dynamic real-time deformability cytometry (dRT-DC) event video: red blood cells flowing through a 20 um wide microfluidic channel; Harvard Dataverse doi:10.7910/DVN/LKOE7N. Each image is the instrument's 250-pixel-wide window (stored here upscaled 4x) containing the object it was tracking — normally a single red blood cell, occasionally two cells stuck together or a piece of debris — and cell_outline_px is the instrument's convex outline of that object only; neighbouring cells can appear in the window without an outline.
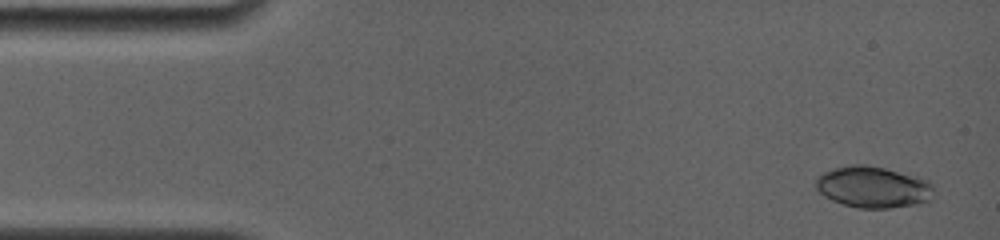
{"species": "common noctule bat (a hibernating species)", "species_latin": "Nyctalus noctula", "temperature_condition": "room temperature", "stored_images_in_passage": 6, "camera_frame_rate_fps": 4000, "um_per_image_px": 0.085, "animal": {"sex": "female", "body_mass_g": 19.0, "forearm_length_mm": 56.7}, "frame": {"image": 1, "passage_image": 1, "time_ms": 0.0, "image_size_px": [1000, 240], "cell_outline_px": [[932, 200], [928, 204], [888, 208], [860, 208], [844, 204], [832, 200], [824, 196], [816, 188], [816, 176], [824, 172], [836, 168], [852, 164], [864, 164], [884, 168], [916, 176], [928, 180], [932, 184]], "centroid_in_image_um": [74.26, 15.92], "position_along_channel_um": 10.7, "area_um2": 28.67}}
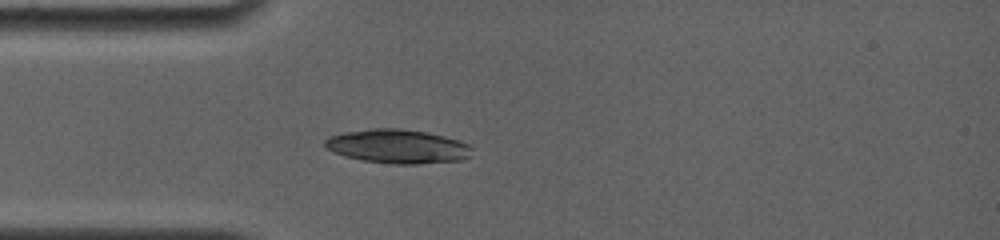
{"frame": {"image": 2, "passage_image": 6, "time_ms": 3.75, "image_size_px": [1000, 240], "cell_outline_px": [[472, 156], [464, 160], [416, 164], [392, 164], [364, 160], [344, 156], [328, 148], [324, 144], [324, 140], [328, 136], [344, 132], [372, 128], [400, 128], [428, 132], [460, 140], [468, 144], [472, 148]], "centroid_in_image_um": [33.85, 12.44], "position_along_channel_um": 51.1, "area_um2": 29.3}}